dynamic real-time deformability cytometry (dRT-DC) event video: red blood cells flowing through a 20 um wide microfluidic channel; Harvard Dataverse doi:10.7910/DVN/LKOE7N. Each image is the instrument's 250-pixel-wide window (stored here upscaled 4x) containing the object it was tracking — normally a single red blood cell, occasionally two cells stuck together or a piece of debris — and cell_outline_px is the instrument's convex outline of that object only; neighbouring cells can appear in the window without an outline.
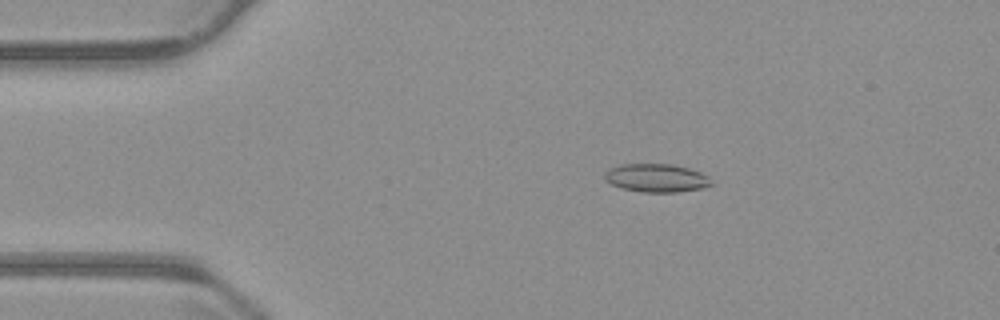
{"species": "common noctule bat (a hibernating species)", "species_latin": "Nyctalus noctula", "temperature_condition": "warm", "stored_images_in_passage": 53, "camera_frame_rate_fps": 3000, "um_per_image_px": 0.085, "animal": {"sex": "male", "body_mass_g": 23.1, "forearm_length_mm": 52.7}, "frame": {"image": 1, "passage_image": 9, "time_ms": 2.667, "image_size_px": [1000, 320], "cell_outline_px": [[712, 184], [704, 188], [676, 192], [640, 192], [624, 188], [612, 184], [604, 180], [604, 172], [608, 168], [620, 164], [672, 164], [688, 168], [700, 172], [708, 176]], "centroid_in_image_um": [55.77, 15.12], "position_along_channel_um": 29.2, "area_um2": 17.63}}
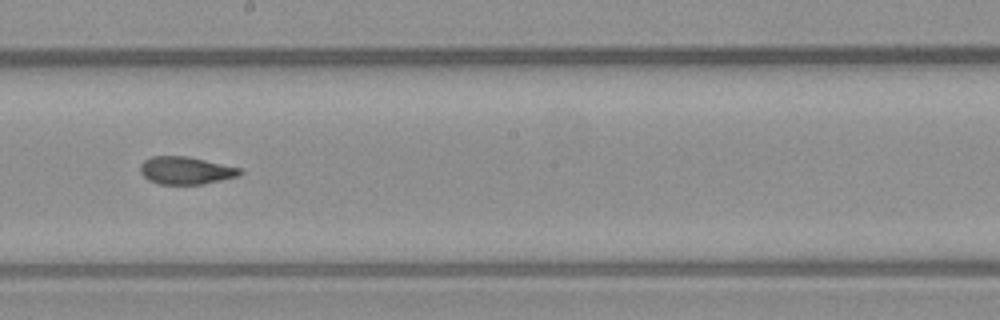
{"frame": {"image": 2, "passage_image": 29, "time_ms": 9.333, "image_size_px": [1000, 320], "cell_outline_px": [[244, 172], [240, 176], [204, 184], [160, 184], [148, 180], [140, 172], [140, 164], [144, 160], [152, 156], [188, 156], [240, 168]], "centroid_in_image_um": [15.8, 14.49], "position_along_channel_um": 232.4, "area_um2": 16.13}}
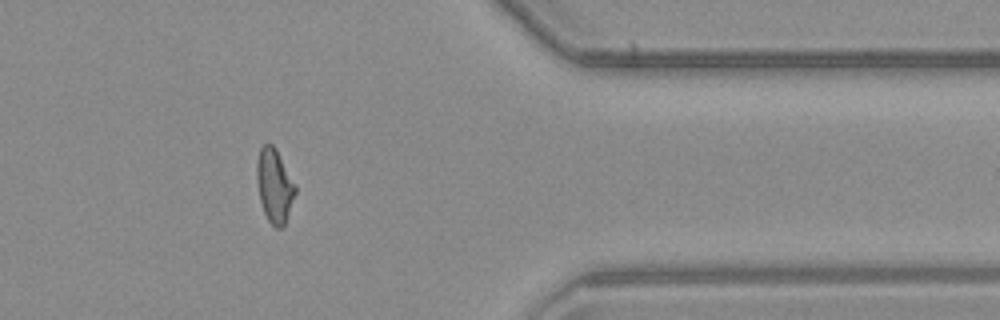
{"frame": {"image": 3, "passage_image": 43, "time_ms": 14.0, "image_size_px": [1000, 320], "cell_outline_px": [[296, 192], [284, 224], [280, 228], [276, 228], [268, 220], [264, 212], [260, 200], [256, 180], [256, 160], [260, 148], [268, 140], [276, 148], [296, 184]], "centroid_in_image_um": [23.31, 15.71], "position_along_channel_um": 388.1, "area_um2": 16.7}, "authors_computed_cell_mechanics": {"area_um2": 16.762, "velocity_mm_per_s": 3.8109, "shape_relaxation_time_tau1_ms": null, "shape_relaxation_time_tau2_ms": 2.5155, "deformation_change_tau1": null, "deformation_change_tau2": 0.0914}}